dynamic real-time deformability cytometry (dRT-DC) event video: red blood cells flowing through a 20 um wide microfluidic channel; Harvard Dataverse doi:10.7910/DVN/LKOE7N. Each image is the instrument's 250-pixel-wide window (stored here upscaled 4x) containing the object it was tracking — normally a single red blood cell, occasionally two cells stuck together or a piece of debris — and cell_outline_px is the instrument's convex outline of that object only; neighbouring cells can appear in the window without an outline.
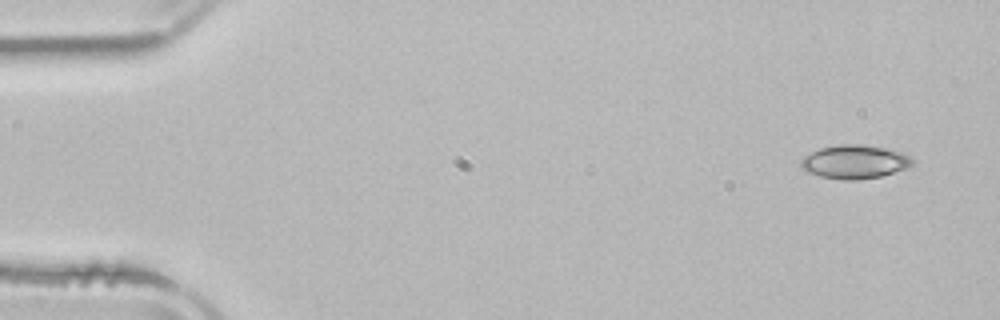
{"species": "common noctule bat (a hibernating species)", "species_latin": "Nyctalus noctula", "temperature_condition": "room temperature", "stored_images_in_passage": 5, "segment_of_instrument_passage": [2, 2], "camera_frame_rate_fps": 3000, "um_per_image_px": 0.085, "animal": {"sex": "male", "body_mass_g": 21.5, "forearm_length_mm": 52.0}, "frame": {"image": 1, "passage_image": 5, "time_ms": 5.667, "image_size_px": [1000, 320], "cell_outline_px": [[912, 164], [904, 168], [880, 176], [856, 180], [840, 180], [820, 176], [804, 172], [800, 164], [800, 160], [804, 156], [820, 148], [840, 144], [864, 144], [904, 152], [912, 156]], "centroid_in_image_um": [72.6, 13.75], "position_along_channel_um": 12.4, "area_um2": 21.91}}